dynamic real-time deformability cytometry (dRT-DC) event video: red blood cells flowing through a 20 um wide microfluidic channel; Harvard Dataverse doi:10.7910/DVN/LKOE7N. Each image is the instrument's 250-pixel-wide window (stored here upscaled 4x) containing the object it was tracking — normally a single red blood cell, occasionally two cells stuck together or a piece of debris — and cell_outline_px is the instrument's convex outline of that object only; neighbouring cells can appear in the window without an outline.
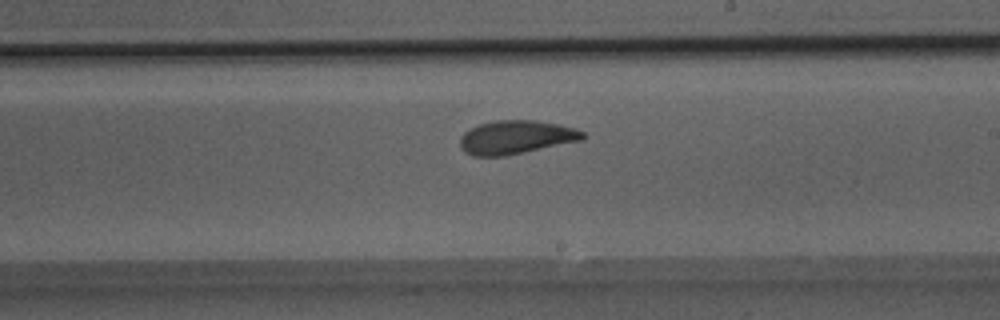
{"species": "Egyptian fruit bat (a non-hibernating species)", "species_latin": "Rousettus aegyptiacus", "temperature_condition": "room temperature", "stored_images_in_passage": 33, "camera_frame_rate_fps": 3000, "um_per_image_px": 0.085, "animal": {"sex": "male"}, "frame": {"image": 1, "passage_image": 17, "time_ms": 5.333, "image_size_px": [1000, 320], "cell_outline_px": [[588, 136], [584, 140], [504, 156], [472, 156], [464, 152], [460, 148], [460, 136], [464, 132], [480, 124], [496, 120], [532, 120], [556, 124], [576, 128], [584, 132]], "centroid_in_image_um": [43.87, 11.67], "position_along_channel_um": 245.1, "area_um2": 24.1}}
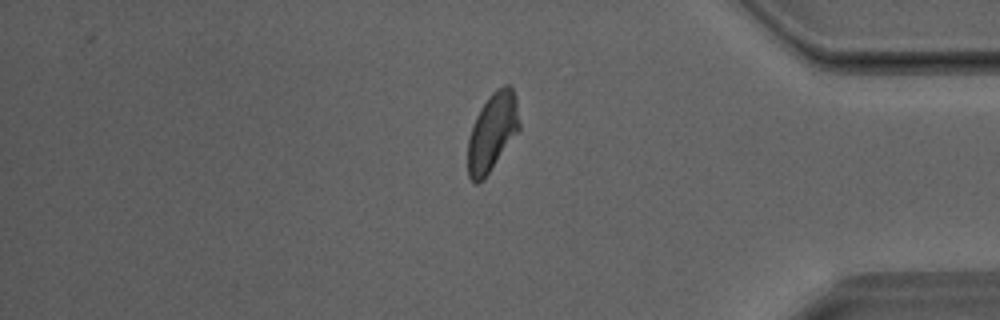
{"frame": {"image": 2, "passage_image": 27, "time_ms": 8.667, "image_size_px": [1000, 320], "cell_outline_px": [[520, 128], [484, 180], [476, 184], [468, 176], [468, 140], [472, 124], [480, 108], [492, 92], [496, 88], [504, 84], [508, 84], [512, 88], [516, 100], [520, 124]], "centroid_in_image_um": [41.83, 11.22], "position_along_channel_um": 393.4, "area_um2": 23.35}}
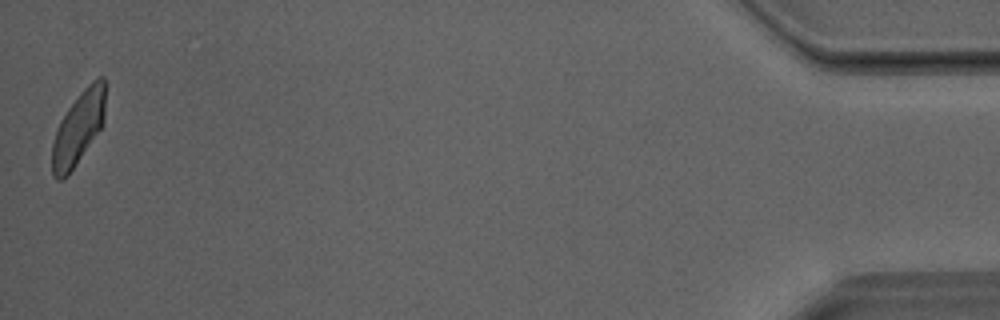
{"frame": {"image": 3, "passage_image": 33, "time_ms": 10.667, "image_size_px": [1000, 320], "cell_outline_px": [[104, 124], [64, 180], [56, 180], [52, 176], [52, 144], [60, 120], [68, 108], [84, 88], [92, 80], [100, 76], [104, 76]], "centroid_in_image_um": [6.65, 10.9], "position_along_channel_um": 428.6, "area_um2": 22.37}}